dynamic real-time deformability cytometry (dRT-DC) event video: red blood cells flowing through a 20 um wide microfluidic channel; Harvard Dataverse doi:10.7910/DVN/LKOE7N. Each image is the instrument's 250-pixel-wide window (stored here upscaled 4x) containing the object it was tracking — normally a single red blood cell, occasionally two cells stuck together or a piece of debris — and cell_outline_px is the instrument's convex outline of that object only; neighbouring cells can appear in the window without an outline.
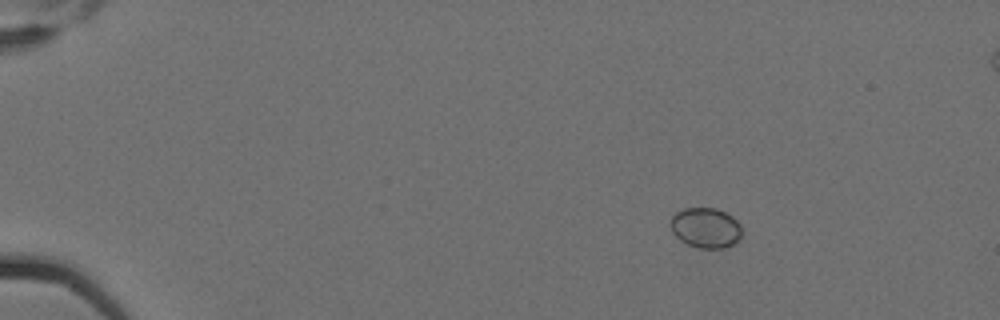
{"species": "Egyptian fruit bat (a non-hibernating species)", "species_latin": "Rousettus aegyptiacus", "temperature_condition": "cold", "stored_images_in_passage": 6, "camera_frame_rate_fps": 3000, "um_per_image_px": 0.085, "animal": {"sex": "female"}, "frame": {"image": 1, "passage_image": 2, "time_ms": 0.333, "image_size_px": [1000, 320], "cell_outline_px": [[740, 236], [732, 244], [724, 248], [700, 248], [688, 244], [680, 240], [672, 232], [668, 224], [672, 216], [676, 212], [684, 208], [716, 208], [732, 216], [740, 224]], "centroid_in_image_um": [59.93, 19.35], "position_along_channel_um": 25.1, "area_um2": 16.65}}